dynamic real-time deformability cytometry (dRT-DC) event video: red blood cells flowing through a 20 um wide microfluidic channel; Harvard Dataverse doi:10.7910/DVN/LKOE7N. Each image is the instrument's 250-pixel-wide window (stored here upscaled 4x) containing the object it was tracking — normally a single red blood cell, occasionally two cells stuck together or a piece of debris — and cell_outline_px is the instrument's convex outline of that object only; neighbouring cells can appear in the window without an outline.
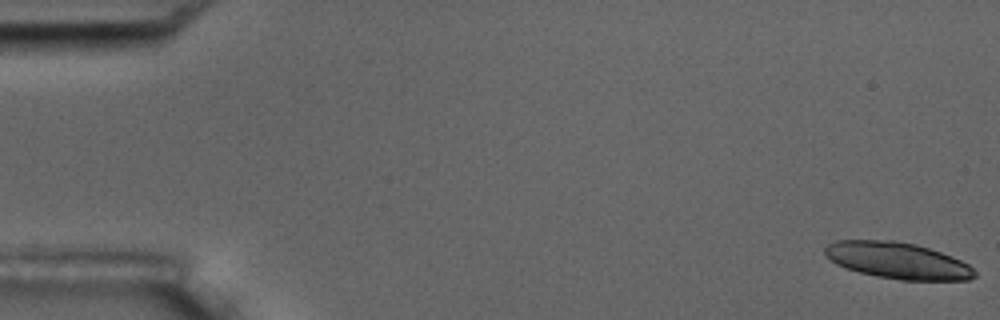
{"species": "common noctule bat (a hibernating species)", "species_latin": "Nyctalus noctula", "temperature_condition": "room temperature", "stored_images_in_passage": 6, "camera_frame_rate_fps": 3000, "um_per_image_px": 0.085, "animal": {"sex": "male", "body_mass_g": 17.5, "forearm_length_mm": 52.3}, "frame": {"image": 1, "passage_image": 1, "time_ms": 0.0, "image_size_px": [1000, 320], "cell_outline_px": [[976, 276], [968, 280], [900, 280], [876, 276], [844, 268], [836, 264], [824, 252], [824, 248], [828, 244], [836, 240], [896, 240], [916, 244], [952, 256], [968, 264], [976, 272]], "centroid_in_image_um": [76.29, 22.14], "position_along_channel_um": 8.7, "area_um2": 31.79}}